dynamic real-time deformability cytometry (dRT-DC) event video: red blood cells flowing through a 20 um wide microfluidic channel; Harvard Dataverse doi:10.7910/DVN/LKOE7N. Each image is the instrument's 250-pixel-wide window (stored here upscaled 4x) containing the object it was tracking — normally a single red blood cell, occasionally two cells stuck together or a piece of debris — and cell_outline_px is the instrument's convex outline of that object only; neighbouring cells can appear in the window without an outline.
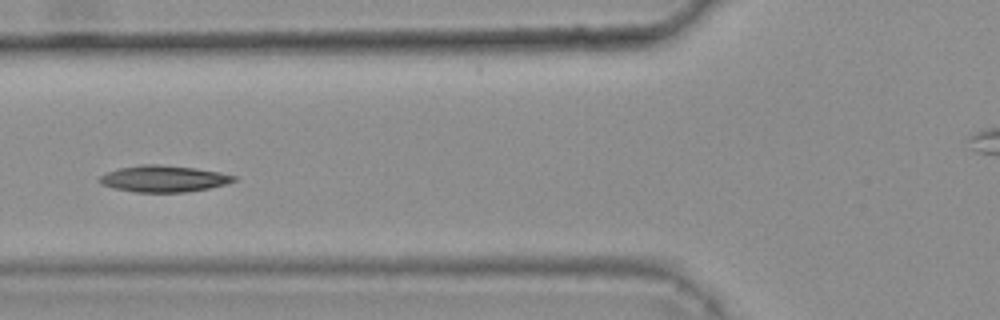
{"species": "common noctule bat (a hibernating species)", "species_latin": "Nyctalus noctula", "temperature_condition": "warm", "stored_images_in_passage": 44, "camera_frame_rate_fps": 3000, "um_per_image_px": 0.085, "animal": {"sex": "female", "body_mass_g": 25.1}, "frame": {"image": 1, "passage_image": 19, "time_ms": 6.0, "image_size_px": [1000, 320], "cell_outline_px": [[236, 180], [224, 184], [208, 188], [188, 192], [136, 192], [116, 188], [100, 184], [96, 180], [100, 176], [108, 172], [120, 168], [140, 164], [156, 164], [196, 168], [220, 172], [236, 176]], "centroid_in_image_um": [13.89, 15.19], "position_along_channel_um": 111.9, "area_um2": 20.63}, "authors_computed_cell_mechanics": {"area_um2": 20.1144, "velocity_mm_per_s": 3.6694, "shape_relaxation_time_tau1_ms": 5.4312, "shape_relaxation_time_tau2_ms": 2.762, "deformation_change_tau1": 0.152, "deformation_change_tau2": 0.0759}}